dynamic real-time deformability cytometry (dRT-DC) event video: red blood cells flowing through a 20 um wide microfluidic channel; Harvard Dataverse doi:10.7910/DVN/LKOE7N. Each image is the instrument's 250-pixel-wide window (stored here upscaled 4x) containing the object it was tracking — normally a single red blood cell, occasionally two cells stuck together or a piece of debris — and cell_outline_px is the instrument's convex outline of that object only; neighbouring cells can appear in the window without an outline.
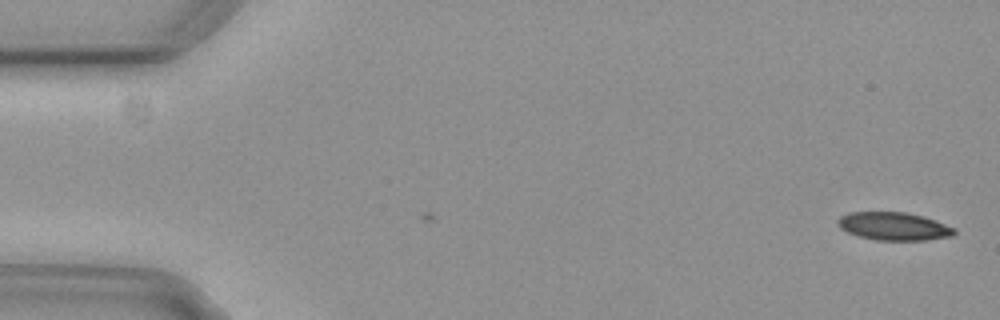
{"species": "common noctule bat (a hibernating species)", "species_latin": "Nyctalus noctula", "temperature_condition": "cold", "stored_images_in_passage": 2, "camera_frame_rate_fps": 3000, "um_per_image_px": 0.085, "animal": {"sex": "female", "body_mass_g": 29.2, "forearm_length_mm": 56.3}, "frame": {"image": 1, "passage_image": 2, "time_ms": 0.333, "image_size_px": [1000, 320], "cell_outline_px": [[956, 232], [952, 236], [924, 240], [876, 240], [860, 236], [848, 232], [840, 228], [836, 224], [836, 220], [840, 216], [848, 212], [904, 212], [924, 216], [936, 220], [956, 228]], "centroid_in_image_um": [75.97, 19.22], "position_along_channel_um": 9.0, "area_um2": 19.13}}